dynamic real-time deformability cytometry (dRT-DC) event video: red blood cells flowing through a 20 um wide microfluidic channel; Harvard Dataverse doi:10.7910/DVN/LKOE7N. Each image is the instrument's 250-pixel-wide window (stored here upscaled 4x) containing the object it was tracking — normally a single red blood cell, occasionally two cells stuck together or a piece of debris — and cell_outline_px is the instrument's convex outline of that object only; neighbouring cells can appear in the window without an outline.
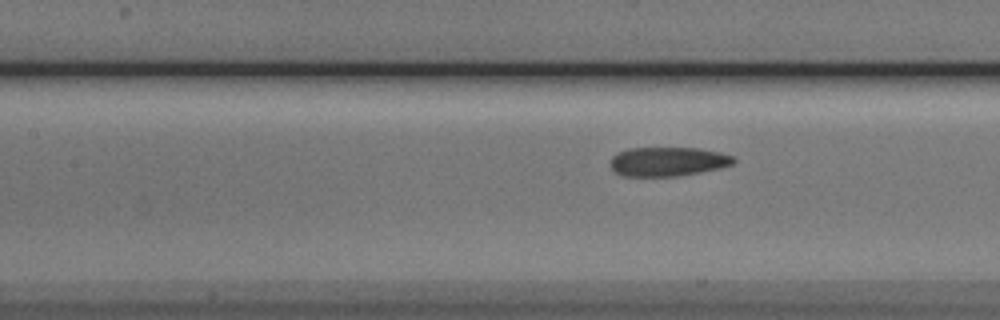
{"species": "Egyptian fruit bat (a non-hibernating species)", "species_latin": "Rousettus aegyptiacus", "temperature_condition": "cold", "stored_images_in_passage": 6, "camera_frame_rate_fps": 3000, "um_per_image_px": 0.085, "animal": {"sex": "male"}, "frame": {"image": 1, "passage_image": 6, "time_ms": 5.667, "image_size_px": [1000, 320], "cell_outline_px": [[736, 160], [732, 164], [720, 168], [700, 172], [676, 176], [624, 176], [616, 172], [612, 168], [612, 156], [616, 152], [628, 148], [696, 148], [720, 152], [736, 156]], "centroid_in_image_um": [56.79, 13.72], "position_along_channel_um": 150.6, "area_um2": 20.92}}